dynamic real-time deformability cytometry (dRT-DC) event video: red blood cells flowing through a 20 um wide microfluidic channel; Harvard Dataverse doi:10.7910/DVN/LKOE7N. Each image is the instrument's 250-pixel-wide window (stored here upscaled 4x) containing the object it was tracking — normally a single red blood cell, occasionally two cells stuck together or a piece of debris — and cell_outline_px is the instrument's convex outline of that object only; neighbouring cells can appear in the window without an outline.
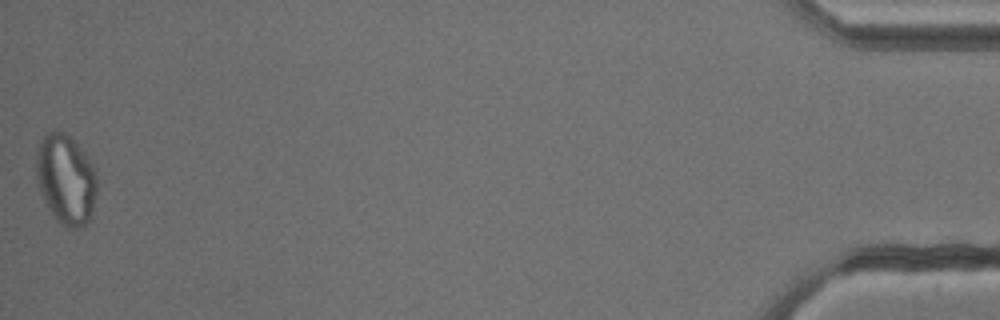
{"species": "common noctule bat (a hibernating species)", "species_latin": "Nyctalus noctula", "temperature_condition": "cold", "stored_images_in_passage": 39, "segment_of_instrument_passage": [2, 2], "camera_frame_rate_fps": 3000, "um_per_image_px": 0.085, "animal": {"sex": "male", "body_mass_g": 13.3}, "frame": {"image": 1, "passage_image": 39, "time_ms": 12.667, "image_size_px": [1000, 320], "cell_outline_px": [[96, 192], [92, 212], [88, 220], [84, 224], [76, 228], [68, 228], [56, 220], [48, 208], [44, 200], [36, 176], [36, 148], [40, 140], [48, 132], [56, 128], [64, 132], [84, 152], [96, 168]], "centroid_in_image_um": [5.59, 15.21], "position_along_channel_um": 429.6, "area_um2": 31.85}}